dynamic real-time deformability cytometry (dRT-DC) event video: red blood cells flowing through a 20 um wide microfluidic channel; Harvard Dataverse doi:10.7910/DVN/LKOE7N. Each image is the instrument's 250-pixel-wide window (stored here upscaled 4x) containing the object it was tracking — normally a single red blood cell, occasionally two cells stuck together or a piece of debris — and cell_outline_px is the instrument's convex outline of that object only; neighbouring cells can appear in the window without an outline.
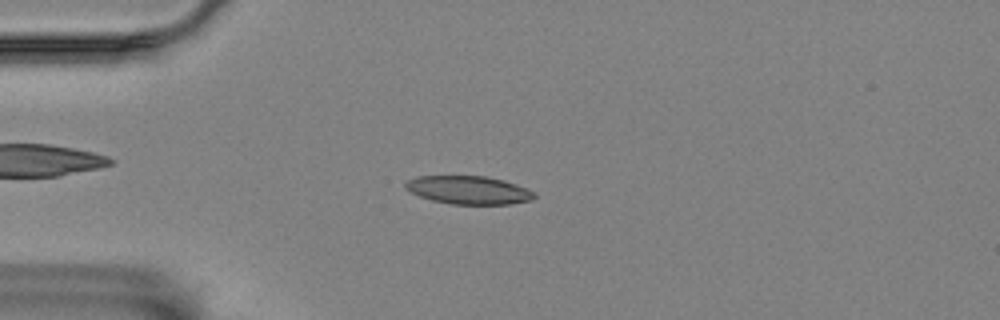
{"species": "Egyptian fruit bat (a non-hibernating species)", "species_latin": "Rousettus aegyptiacus", "temperature_condition": "room temperature", "stored_images_in_passage": 48, "camera_frame_rate_fps": 3000, "um_per_image_px": 0.085, "animal": {"sex": "female"}, "frame": {"image": 1, "passage_image": 6, "time_ms": 1.667, "image_size_px": [1000, 320], "cell_outline_px": [[536, 196], [532, 200], [512, 204], [452, 204], [432, 200], [420, 196], [404, 188], [404, 184], [408, 180], [416, 176], [484, 176], [504, 180], [516, 184], [536, 192]], "centroid_in_image_um": [39.86, 16.15], "position_along_channel_um": 45.1, "area_um2": 21.21}}
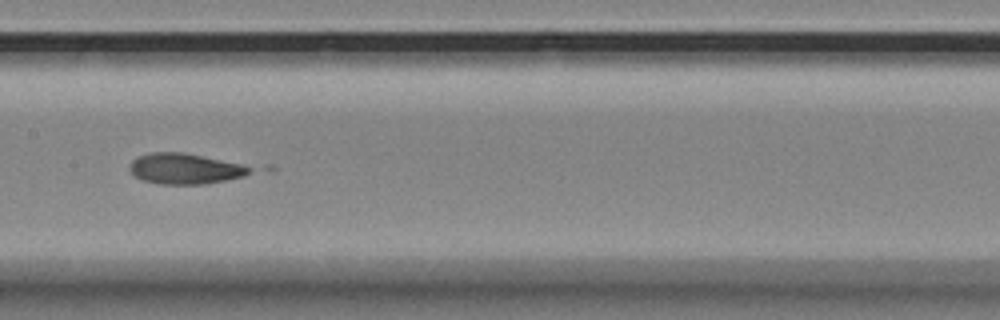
{"frame": {"image": 2, "passage_image": 20, "time_ms": 6.333, "image_size_px": [1000, 320], "cell_outline_px": [[252, 168], [244, 176], [228, 180], [204, 184], [160, 184], [144, 180], [136, 176], [128, 168], [132, 160], [140, 156], [152, 152], [184, 152], [244, 164]], "centroid_in_image_um": [15.74, 14.33], "position_along_channel_um": 191.7, "area_um2": 21.39}}
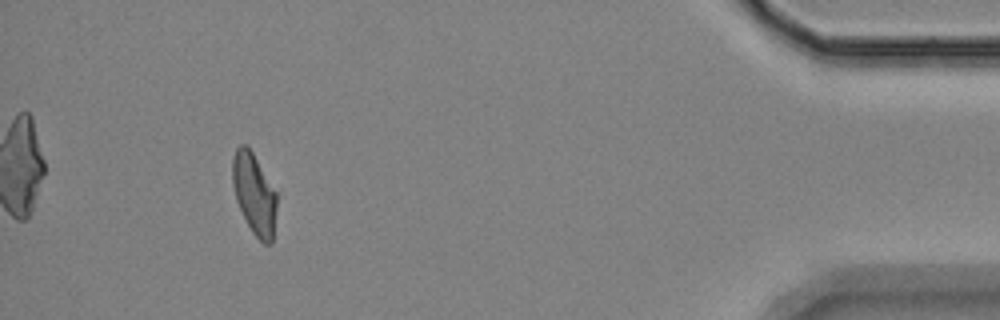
{"frame": {"image": 3, "passage_image": 44, "time_ms": 14.333, "image_size_px": [1000, 320], "cell_outline_px": [[276, 208], [272, 244], [264, 244], [252, 232], [236, 200], [232, 184], [232, 156], [236, 148], [240, 144], [248, 144], [276, 192]], "centroid_in_image_um": [21.59, 16.44], "position_along_channel_um": 413.6, "area_um2": 20.87}}